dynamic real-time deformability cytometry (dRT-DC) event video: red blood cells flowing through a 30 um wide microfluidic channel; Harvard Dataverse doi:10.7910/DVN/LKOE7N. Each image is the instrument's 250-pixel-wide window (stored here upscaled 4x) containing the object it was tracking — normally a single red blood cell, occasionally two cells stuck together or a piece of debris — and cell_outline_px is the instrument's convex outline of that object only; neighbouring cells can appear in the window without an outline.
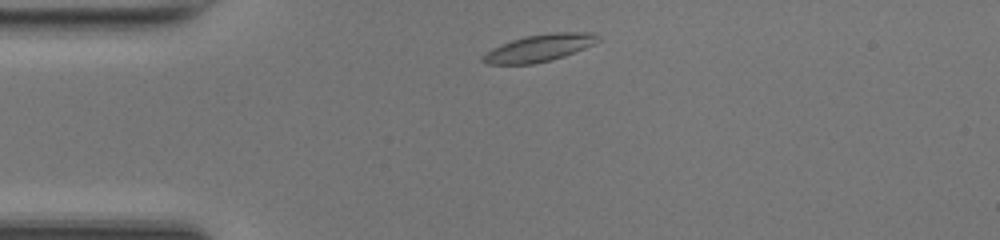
{"species": "common noctule bat (a hibernating species)", "species_latin": "Nyctalus noctula", "temperature_condition": "room temperature", "stored_images_in_passage": 35, "camera_frame_rate_fps": 3000, "um_per_image_px": 0.085, "animal": {"sex": "female", "body_mass_g": 17.0, "forearm_length_mm": 48.0}, "frame": {"image": 1, "passage_image": 1, "time_ms": 0.0, "image_size_px": [1000, 240], "cell_outline_px": [[600, 40], [584, 48], [564, 56], [552, 60], [532, 64], [488, 64], [480, 60], [480, 56], [492, 48], [500, 44], [512, 40], [528, 36], [552, 32], [596, 32]], "centroid_in_image_um": [45.82, 4.08], "position_along_channel_um": 39.2, "area_um2": 18.21}}
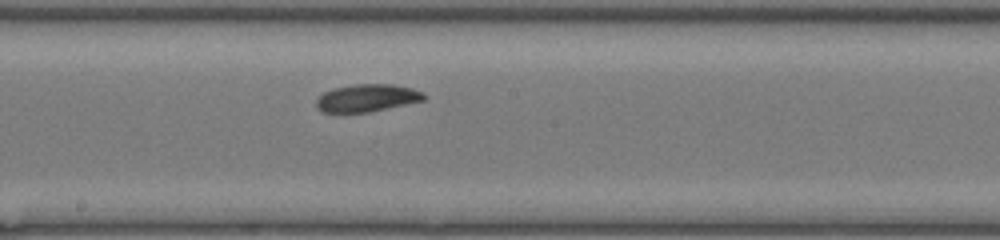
{"frame": {"image": 2, "passage_image": 16, "time_ms": 5.0, "image_size_px": [1000, 240], "cell_outline_px": [[428, 96], [424, 100], [368, 112], [320, 112], [316, 108], [316, 100], [324, 92], [332, 88], [352, 84], [392, 84], [412, 88], [424, 92]], "centroid_in_image_um": [31.19, 8.31], "position_along_channel_um": 217.0, "area_um2": 17.34}}
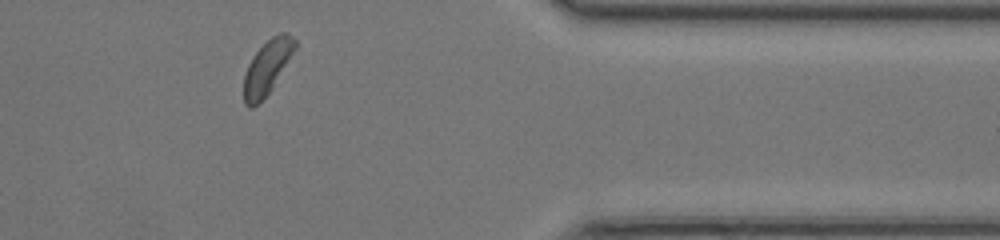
{"frame": {"image": 3, "passage_image": 30, "time_ms": 9.667, "image_size_px": [1000, 240], "cell_outline_px": [[296, 48], [272, 88], [252, 108], [248, 108], [244, 104], [244, 76], [248, 64], [252, 56], [272, 36], [280, 32], [284, 32], [296, 40]], "centroid_in_image_um": [22.69, 5.71], "position_along_channel_um": 388.7, "area_um2": 15.72}, "authors_computed_cell_mechanics": {"area_um2": 17.3978, "velocity_mm_per_s": 4.1555, "shape_relaxation_time_tau1_ms": 3.4482, "shape_relaxation_time_tau2_ms": 9.2454, "deformation_change_tau1": 0.1089, "deformation_change_tau2": 0.126}}